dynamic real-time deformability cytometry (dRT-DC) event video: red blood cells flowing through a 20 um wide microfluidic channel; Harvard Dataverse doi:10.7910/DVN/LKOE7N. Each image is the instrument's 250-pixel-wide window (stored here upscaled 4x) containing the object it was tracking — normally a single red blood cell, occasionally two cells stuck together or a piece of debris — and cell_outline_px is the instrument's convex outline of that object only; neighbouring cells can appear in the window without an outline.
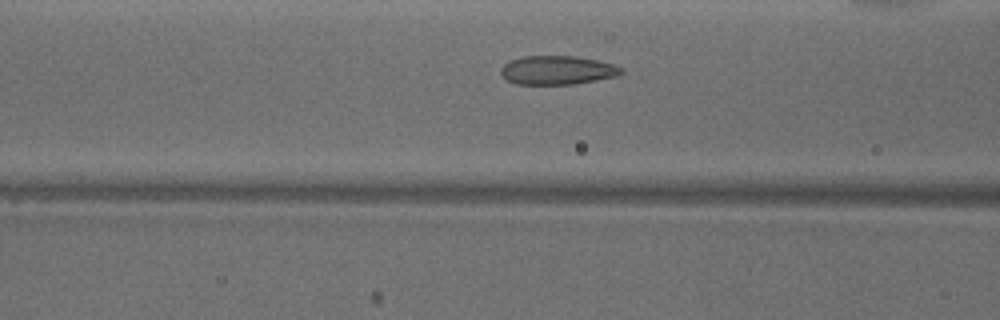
{"species": "common noctule bat (a hibernating species)", "species_latin": "Nyctalus noctula", "temperature_condition": "warm", "stored_images_in_passage": 35, "camera_frame_rate_fps": 3000, "um_per_image_px": 0.085, "animal": {"sex": "male", "body_mass_g": 18.8}, "frame": {"image": 1, "passage_image": 15, "time_ms": 4.667, "image_size_px": [1000, 320], "cell_outline_px": [[624, 72], [616, 76], [596, 80], [572, 84], [516, 84], [508, 80], [500, 72], [500, 68], [504, 64], [520, 56], [576, 56], [616, 64], [624, 68]], "centroid_in_image_um": [47.4, 5.95], "position_along_channel_um": 119.2, "area_um2": 20.23}}
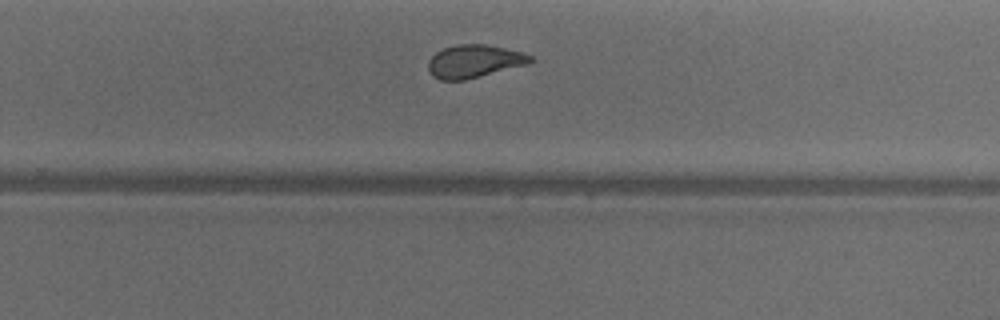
{"frame": {"image": 2, "passage_image": 28, "time_ms": 9.0, "image_size_px": [1000, 320], "cell_outline_px": [[536, 60], [528, 64], [464, 80], [440, 80], [428, 68], [428, 60], [436, 52], [444, 48], [456, 44], [484, 44], [524, 52], [532, 56]], "centroid_in_image_um": [40.35, 5.19], "position_along_channel_um": 289.5, "area_um2": 19.48}}
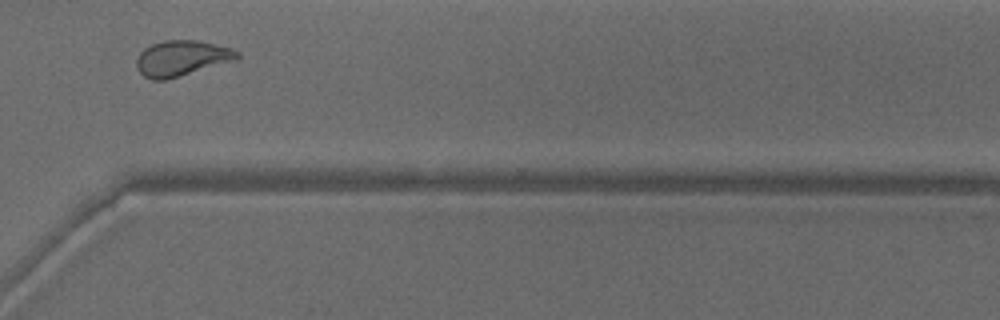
{"frame": {"image": 3, "passage_image": 33, "time_ms": 10.667, "image_size_px": [1000, 320], "cell_outline_px": [[240, 56], [236, 60], [164, 80], [152, 80], [144, 76], [136, 68], [136, 60], [140, 52], [144, 48], [152, 44], [164, 40], [196, 40], [232, 48], [240, 52]], "centroid_in_image_um": [15.43, 4.94], "position_along_channel_um": 355.2, "area_um2": 20.75}, "authors_computed_cell_mechanics": {"area_um2": 20.5768, "velocity_mm_per_s": 3.9283, "shape_relaxation_time_tau1_ms": 4.1995, "shape_relaxation_time_tau2_ms": 0.8083, "deformation_change_tau1": 0.139, "deformation_change_tau2": 0.0588}}